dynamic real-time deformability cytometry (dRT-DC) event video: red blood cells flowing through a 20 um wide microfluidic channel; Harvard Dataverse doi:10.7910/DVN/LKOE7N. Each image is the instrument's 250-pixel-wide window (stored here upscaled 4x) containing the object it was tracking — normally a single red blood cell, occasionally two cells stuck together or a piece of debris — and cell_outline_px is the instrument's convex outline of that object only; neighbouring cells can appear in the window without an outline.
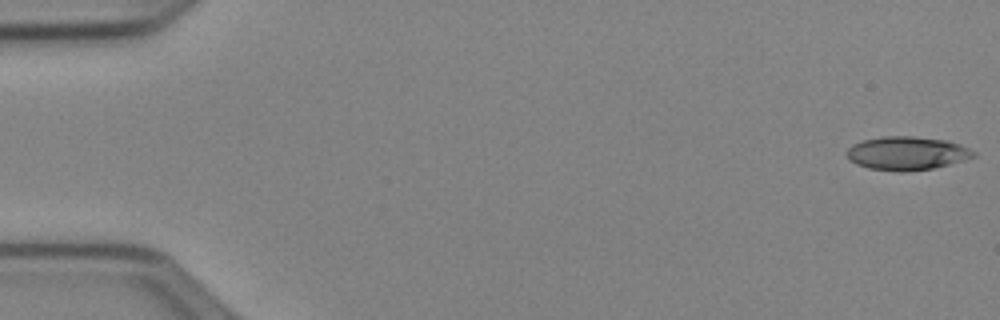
{"species": "Egyptian fruit bat (a non-hibernating species)", "species_latin": "Rousettus aegyptiacus", "temperature_condition": "cold", "stored_images_in_passage": 52, "camera_frame_rate_fps": 3000, "um_per_image_px": 0.085, "animal": {"sex": "female"}, "frame": {"image": 1, "passage_image": 1, "time_ms": 0.0, "image_size_px": [1000, 320], "cell_outline_px": [[976, 156], [948, 164], [932, 168], [908, 172], [900, 172], [868, 168], [856, 164], [848, 156], [848, 148], [852, 144], [864, 140], [880, 136], [912, 136], [944, 140], [968, 148], [976, 152]], "centroid_in_image_um": [77.06, 13.03], "position_along_channel_um": 7.9, "area_um2": 24.45}}
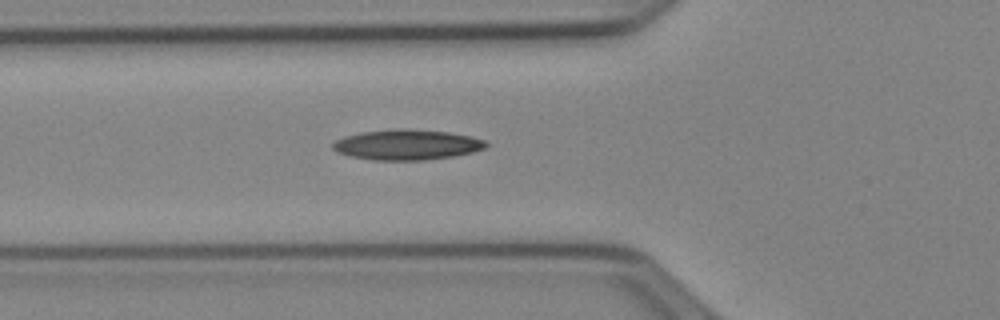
{"frame": {"image": 2, "passage_image": 19, "time_ms": 6.0, "image_size_px": [1000, 320], "cell_outline_px": [[488, 144], [484, 148], [472, 152], [452, 156], [424, 160], [372, 160], [348, 156], [332, 148], [332, 144], [336, 140], [344, 136], [360, 132], [396, 128], [408, 128], [448, 132], [472, 136], [484, 140]], "centroid_in_image_um": [34.57, 12.29], "position_along_channel_um": 91.2, "area_um2": 27.17}}
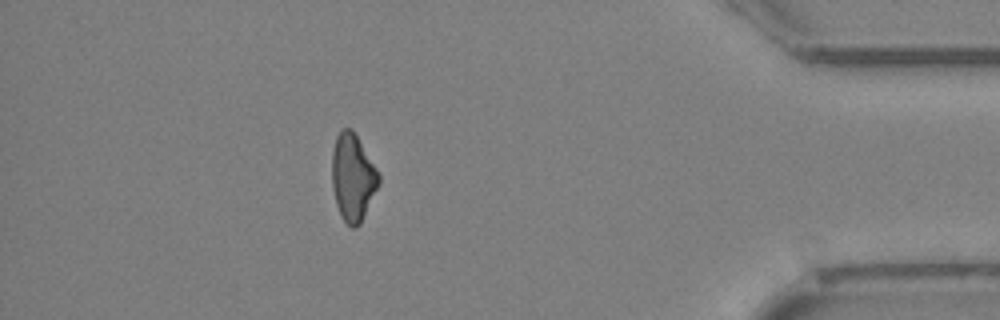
{"frame": {"image": 3, "passage_image": 46, "time_ms": 15.0, "image_size_px": [1000, 320], "cell_outline_px": [[380, 184], [360, 224], [356, 228], [352, 228], [340, 216], [336, 204], [332, 188], [332, 152], [336, 136], [340, 128], [352, 128], [376, 168], [380, 176]], "centroid_in_image_um": [29.98, 15.08], "position_along_channel_um": 405.2, "area_um2": 23.87}, "authors_computed_cell_mechanics": {"area_um2": 24.5939, "velocity_mm_per_s": 3.9715, "shape_relaxation_time_tau1_ms": 9.9768, "shape_relaxation_time_tau2_ms": null, "deformation_change_tau1": 0.1876, "deformation_change_tau2": null}}